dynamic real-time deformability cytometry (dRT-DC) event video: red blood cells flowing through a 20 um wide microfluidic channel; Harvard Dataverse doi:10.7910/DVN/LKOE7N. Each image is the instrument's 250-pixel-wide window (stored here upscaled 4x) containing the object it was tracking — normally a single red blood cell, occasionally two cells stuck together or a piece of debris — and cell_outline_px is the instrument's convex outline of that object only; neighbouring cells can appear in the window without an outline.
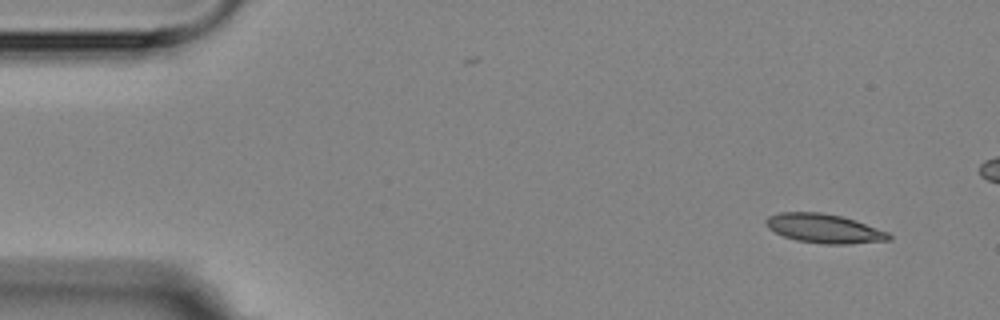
{"species": "Egyptian fruit bat (a non-hibernating species)", "species_latin": "Rousettus aegyptiacus", "temperature_condition": "room temperature", "stored_images_in_passage": 5, "camera_frame_rate_fps": 3000, "um_per_image_px": 0.085, "animal": {"sex": "female"}, "frame": {"image": 1, "passage_image": 1, "time_ms": 0.0, "image_size_px": [1000, 320], "cell_outline_px": [[892, 240], [848, 244], [824, 244], [796, 240], [784, 236], [768, 228], [764, 224], [764, 220], [768, 216], [780, 212], [820, 212], [840, 216], [856, 220], [888, 232], [892, 236]], "centroid_in_image_um": [70.05, 19.42], "position_along_channel_um": 14.9, "area_um2": 20.92}}